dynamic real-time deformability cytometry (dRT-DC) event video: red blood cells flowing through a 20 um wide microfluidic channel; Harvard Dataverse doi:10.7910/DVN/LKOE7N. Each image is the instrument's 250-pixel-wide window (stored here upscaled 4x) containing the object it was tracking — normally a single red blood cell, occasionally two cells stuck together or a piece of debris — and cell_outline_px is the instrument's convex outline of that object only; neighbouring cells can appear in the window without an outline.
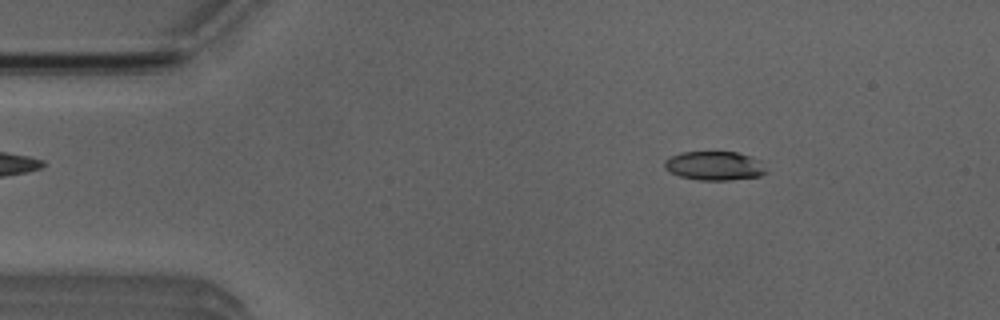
{"species": "Egyptian fruit bat (a non-hibernating species)", "species_latin": "Rousettus aegyptiacus", "temperature_condition": "room temperature", "stored_images_in_passage": 38, "camera_frame_rate_fps": 3000, "um_per_image_px": 0.085, "animal": {"sex": "male"}, "frame": {"image": 1, "passage_image": 7, "time_ms": 2.0, "image_size_px": [1000, 320], "cell_outline_px": [[768, 172], [760, 176], [732, 180], [700, 180], [680, 176], [668, 172], [664, 168], [664, 160], [680, 152], [736, 152], [752, 156], [760, 160]], "centroid_in_image_um": [60.74, 14.09], "position_along_channel_um": 24.3, "area_um2": 17.34}}
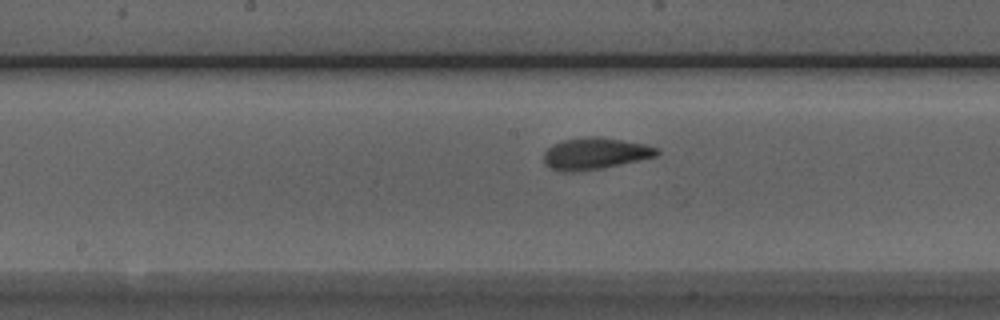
{"frame": {"image": 2, "passage_image": 23, "time_ms": 7.333, "image_size_px": [1000, 320], "cell_outline_px": [[660, 152], [656, 156], [640, 160], [604, 168], [576, 172], [560, 172], [548, 168], [544, 164], [544, 152], [552, 144], [564, 140], [592, 136], [596, 136], [644, 144], [660, 148]], "centroid_in_image_um": [50.55, 13.07], "position_along_channel_um": 197.6, "area_um2": 21.04}}
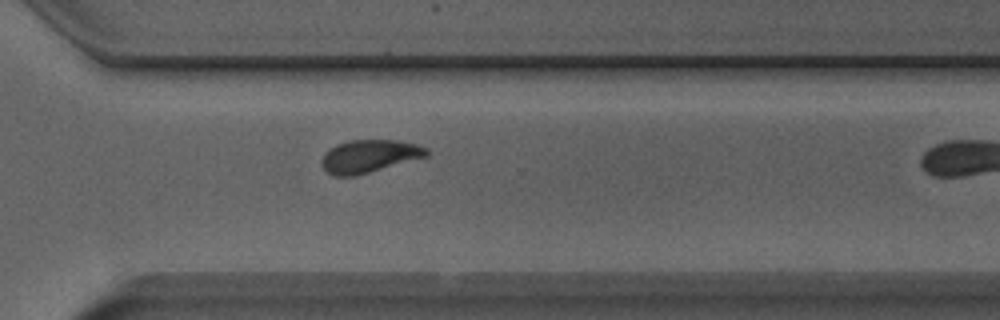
{"frame": {"image": 3, "passage_image": 34, "time_ms": 11.0, "image_size_px": [1000, 320], "cell_outline_px": [[428, 156], [356, 176], [332, 176], [324, 168], [324, 152], [336, 144], [348, 140], [396, 140], [416, 144], [428, 148]], "centroid_in_image_um": [31.41, 13.27], "position_along_channel_um": 339.2, "area_um2": 19.94}}